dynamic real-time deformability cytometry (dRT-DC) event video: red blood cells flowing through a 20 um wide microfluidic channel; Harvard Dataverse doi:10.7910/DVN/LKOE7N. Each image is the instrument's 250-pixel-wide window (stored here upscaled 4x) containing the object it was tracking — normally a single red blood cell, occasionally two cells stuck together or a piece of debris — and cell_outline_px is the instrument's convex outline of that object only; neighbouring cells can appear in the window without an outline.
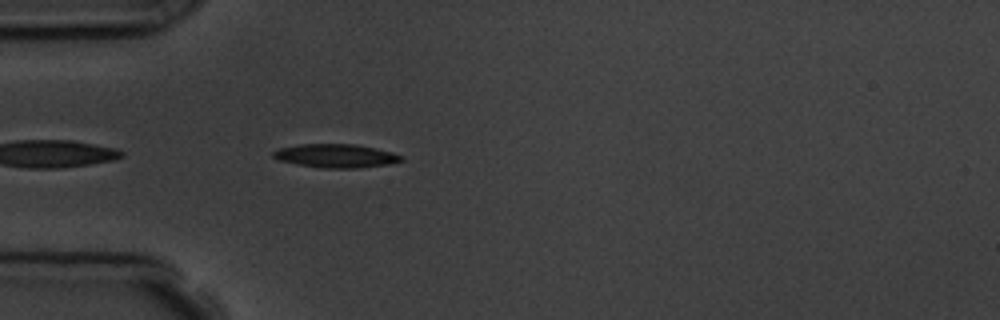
{"species": "common noctule bat (a hibernating species)", "species_latin": "Nyctalus noctula", "temperature_condition": "room temperature", "stored_images_in_passage": 5, "camera_frame_rate_fps": 3000, "um_per_image_px": 0.085, "animal": {"sex": "male", "body_mass_g": 19.5, "forearm_length_mm": 54.6}, "frame": {"image": 1, "passage_image": 5, "time_ms": 4.667, "image_size_px": [1000, 320], "cell_outline_px": [[404, 160], [388, 164], [356, 168], [320, 168], [280, 160], [272, 156], [272, 152], [280, 148], [300, 144], [356, 144], [376, 148], [392, 152], [404, 156]], "centroid_in_image_um": [28.59, 13.24], "position_along_channel_um": 56.4, "area_um2": 17.51}}